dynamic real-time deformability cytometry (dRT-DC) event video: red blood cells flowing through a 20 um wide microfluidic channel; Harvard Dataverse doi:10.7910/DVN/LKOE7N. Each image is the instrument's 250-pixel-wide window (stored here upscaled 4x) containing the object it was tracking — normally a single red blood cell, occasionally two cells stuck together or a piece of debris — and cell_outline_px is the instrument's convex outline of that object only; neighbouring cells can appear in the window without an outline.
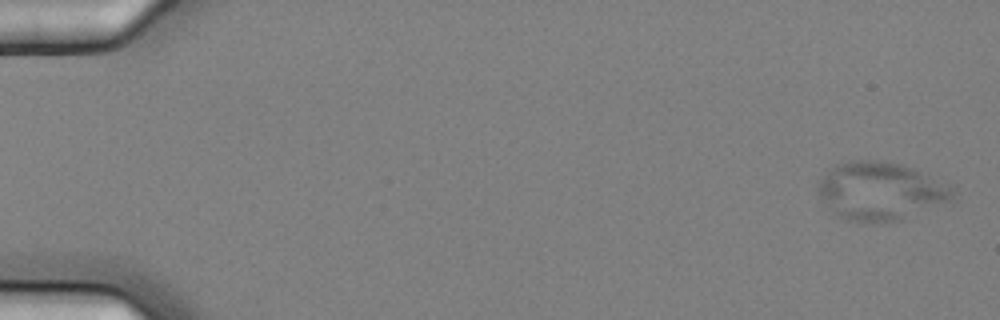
{"species": "common noctule bat (a hibernating species)", "species_latin": "Nyctalus noctula", "temperature_condition": "cold", "stored_images_in_passage": 9, "camera_frame_rate_fps": 3000, "um_per_image_px": 0.085, "animal": {"sex": "female", "body_mass_g": 25.1}, "frame": {"image": 1, "passage_image": 1, "time_ms": 0.0, "image_size_px": [1000, 320], "cell_outline_px": [[952, 196], [948, 200], [900, 220], [872, 224], [848, 220], [840, 216], [816, 192], [816, 184], [836, 164], [852, 160], [880, 160], [900, 164], [912, 168], [948, 184], [952, 192]], "centroid_in_image_um": [74.78, 16.24], "position_along_channel_um": 10.2, "area_um2": 44.68}}
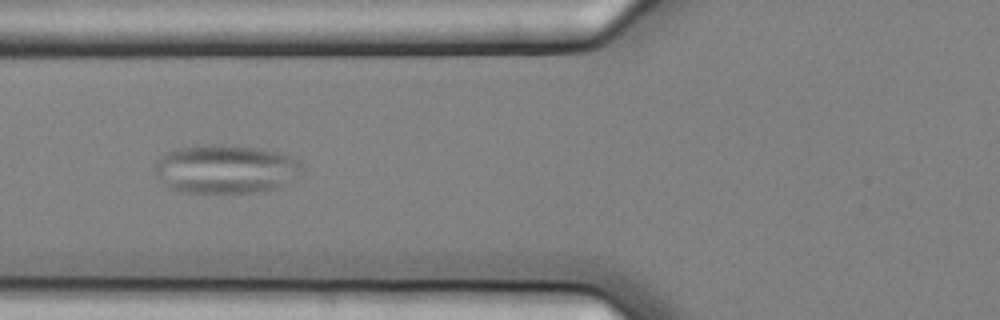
{"frame": {"image": 2, "passage_image": 7, "time_ms": 2.0, "image_size_px": [1000, 320], "cell_outline_px": [[304, 168], [300, 176], [280, 188], [264, 192], [188, 192], [168, 188], [156, 176], [152, 168], [152, 164], [156, 160], [168, 152], [176, 148], [252, 148], [280, 152], [300, 160]], "centroid_in_image_um": [19.23, 14.44], "position_along_channel_um": 106.6, "area_um2": 41.1}}